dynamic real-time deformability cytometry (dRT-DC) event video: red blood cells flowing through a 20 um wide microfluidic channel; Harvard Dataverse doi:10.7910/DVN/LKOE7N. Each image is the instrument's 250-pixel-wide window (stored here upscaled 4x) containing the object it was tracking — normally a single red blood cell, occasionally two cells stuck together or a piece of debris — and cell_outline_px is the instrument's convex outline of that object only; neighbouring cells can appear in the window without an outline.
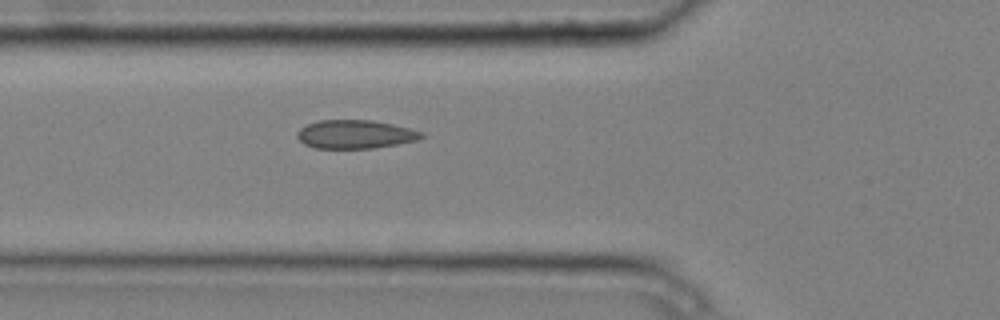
{"species": "common noctule bat (a hibernating species)", "species_latin": "Nyctalus noctula", "temperature_condition": "cold", "stored_images_in_passage": 4, "camera_frame_rate_fps": 3000, "um_per_image_px": 0.085, "animal": {"sex": "male", "body_mass_g": 20.4}, "frame": {"image": 1, "passage_image": 4, "time_ms": 1.0, "image_size_px": [1000, 320], "cell_outline_px": [[424, 136], [416, 140], [396, 144], [372, 148], [316, 148], [304, 144], [296, 136], [296, 132], [300, 128], [308, 124], [320, 120], [372, 120], [392, 124], [424, 132]], "centroid_in_image_um": [30.17, 11.41], "position_along_channel_um": 95.6, "area_um2": 20.52}}